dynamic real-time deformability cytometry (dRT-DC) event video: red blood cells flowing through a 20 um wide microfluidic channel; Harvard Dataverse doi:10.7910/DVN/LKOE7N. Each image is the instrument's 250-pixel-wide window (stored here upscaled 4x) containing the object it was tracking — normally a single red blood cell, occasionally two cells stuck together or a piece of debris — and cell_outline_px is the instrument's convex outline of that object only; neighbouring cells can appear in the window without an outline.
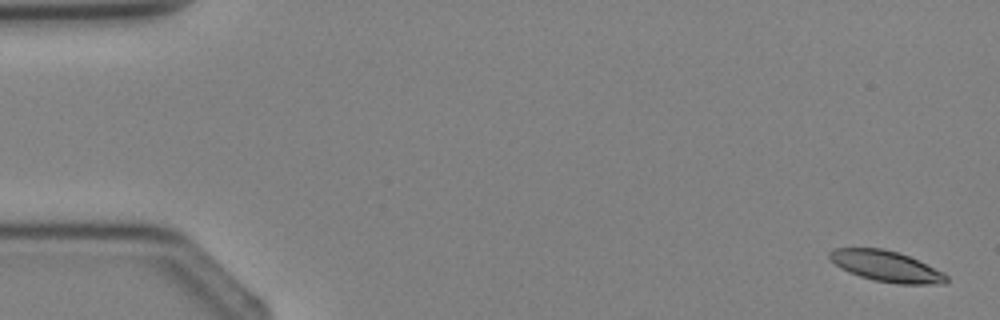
{"species": "Egyptian fruit bat (a non-hibernating species)", "species_latin": "Rousettus aegyptiacus", "temperature_condition": "cold", "stored_images_in_passage": 3, "camera_frame_rate_fps": 3000, "um_per_image_px": 0.085, "animal": {"sex": "female"}, "frame": {"image": 1, "passage_image": 1, "time_ms": 0.0, "image_size_px": [1000, 320], "cell_outline_px": [[948, 280], [944, 284], [896, 284], [872, 280], [848, 272], [840, 268], [828, 256], [828, 252], [836, 248], [884, 248], [908, 256], [944, 272], [948, 276]], "centroid_in_image_um": [75.34, 22.64], "position_along_channel_um": 9.7, "area_um2": 20.98}}
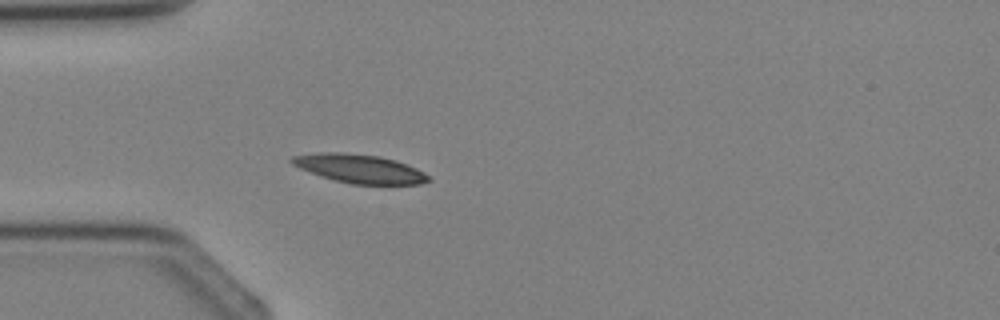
{"frame": {"image": 2, "passage_image": 3, "time_ms": 3.333, "image_size_px": [1000, 320], "cell_outline_px": [[432, 180], [420, 184], [352, 184], [336, 180], [300, 168], [292, 164], [288, 160], [292, 156], [316, 152], [344, 152], [380, 156], [396, 160], [416, 168], [428, 176]], "centroid_in_image_um": [30.56, 14.32], "position_along_channel_um": 54.4, "area_um2": 22.66}}